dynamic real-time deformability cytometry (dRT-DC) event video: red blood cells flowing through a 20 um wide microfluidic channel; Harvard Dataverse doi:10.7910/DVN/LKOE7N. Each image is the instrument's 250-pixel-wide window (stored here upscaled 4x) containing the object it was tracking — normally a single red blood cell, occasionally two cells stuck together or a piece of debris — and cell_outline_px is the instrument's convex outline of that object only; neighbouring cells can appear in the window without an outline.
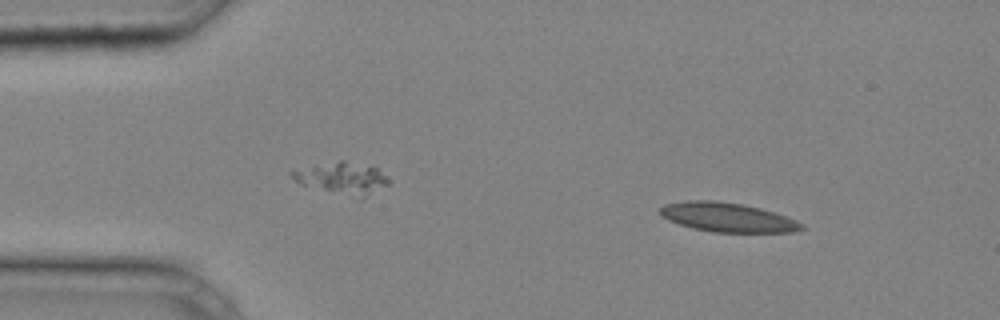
{"species": "common noctule bat (a hibernating species)", "species_latin": "Nyctalus noctula", "temperature_condition": "cold", "stored_images_in_passage": 40, "camera_frame_rate_fps": 3000, "um_per_image_px": 0.085, "animal": {"sex": "male", "body_mass_g": 20.4}, "frame": {"image": 1, "passage_image": 5, "time_ms": 1.333, "image_size_px": [1000, 320], "cell_outline_px": [[804, 228], [792, 232], [712, 232], [692, 228], [668, 220], [660, 212], [660, 208], [664, 204], [688, 200], [716, 200], [744, 204], [760, 208], [796, 220], [804, 224]], "centroid_in_image_um": [61.83, 18.46], "position_along_channel_um": 23.2, "area_um2": 23.99}}
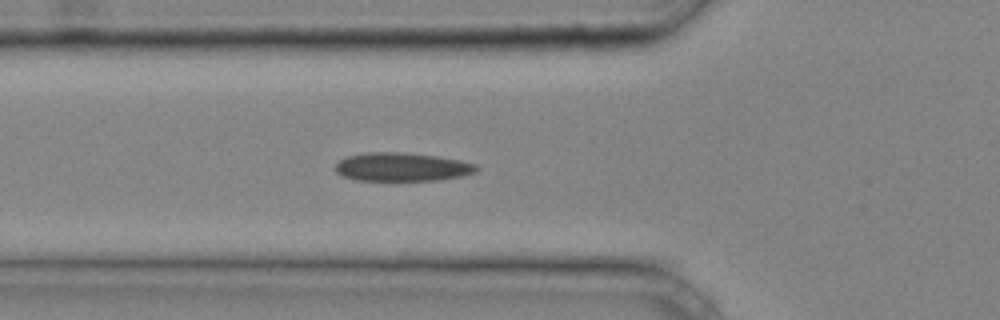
{"frame": {"image": 2, "passage_image": 14, "time_ms": 4.333, "image_size_px": [1000, 320], "cell_outline_px": [[480, 168], [476, 172], [460, 176], [436, 180], [356, 180], [344, 176], [336, 172], [336, 164], [340, 160], [348, 156], [368, 152], [396, 152], [436, 156], [460, 160], [476, 164]], "centroid_in_image_um": [34.18, 14.19], "position_along_channel_um": 91.6, "area_um2": 23.18}}
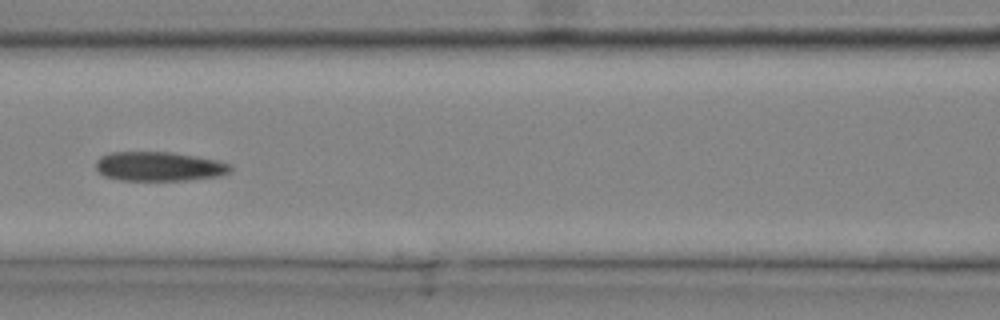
{"frame": {"image": 3, "passage_image": 18, "time_ms": 5.667, "image_size_px": [1000, 320], "cell_outline_px": [[232, 168], [228, 172], [216, 176], [188, 180], [120, 180], [104, 176], [96, 168], [96, 160], [100, 156], [112, 152], [172, 152], [196, 156], [216, 160], [232, 164]], "centroid_in_image_um": [13.5, 14.14], "position_along_channel_um": 153.1, "area_um2": 22.89}}